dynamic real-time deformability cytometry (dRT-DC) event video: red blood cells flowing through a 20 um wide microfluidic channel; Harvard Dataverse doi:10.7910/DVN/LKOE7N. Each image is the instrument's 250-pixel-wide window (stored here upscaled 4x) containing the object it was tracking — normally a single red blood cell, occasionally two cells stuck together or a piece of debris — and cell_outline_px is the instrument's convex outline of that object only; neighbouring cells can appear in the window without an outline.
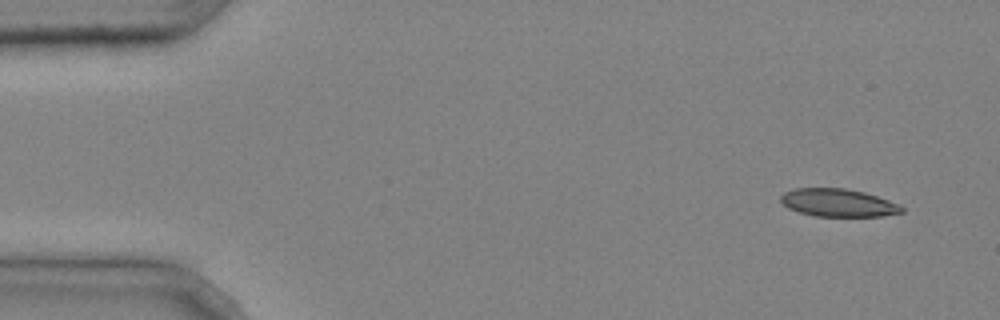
{"species": "common noctule bat (a hibernating species)", "species_latin": "Nyctalus noctula", "temperature_condition": "cold", "stored_images_in_passage": 3, "camera_frame_rate_fps": 3000, "um_per_image_px": 0.085, "animal": {"sex": "male", "body_mass_g": 20.4}, "frame": {"image": 1, "passage_image": 1, "time_ms": 0.0, "image_size_px": [1000, 320], "cell_outline_px": [[904, 212], [880, 216], [816, 216], [800, 212], [788, 208], [780, 200], [780, 196], [784, 192], [796, 188], [844, 188], [864, 192], [900, 204], [904, 208]], "centroid_in_image_um": [71.25, 17.23], "position_along_channel_um": 13.8, "area_um2": 19.54}}
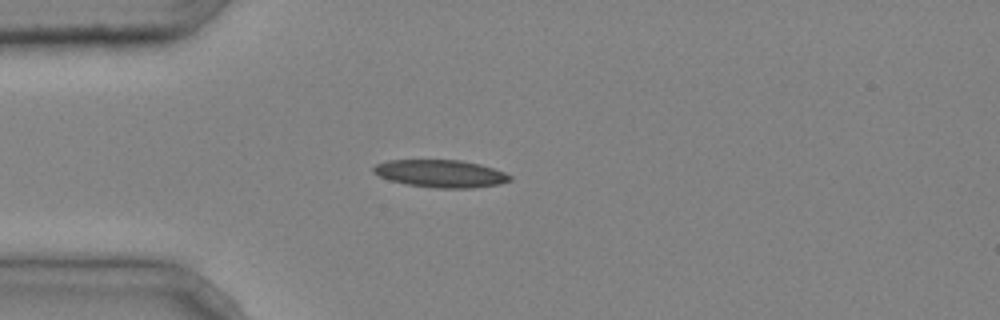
{"frame": {"image": 2, "passage_image": 3, "time_ms": 0.667, "image_size_px": [1000, 320], "cell_outline_px": [[512, 180], [500, 184], [472, 188], [436, 188], [408, 184], [392, 180], [380, 176], [372, 172], [372, 168], [376, 164], [388, 160], [460, 160], [480, 164], [504, 172], [512, 176]], "centroid_in_image_um": [37.48, 14.75], "position_along_channel_um": 47.5, "area_um2": 21.79}}